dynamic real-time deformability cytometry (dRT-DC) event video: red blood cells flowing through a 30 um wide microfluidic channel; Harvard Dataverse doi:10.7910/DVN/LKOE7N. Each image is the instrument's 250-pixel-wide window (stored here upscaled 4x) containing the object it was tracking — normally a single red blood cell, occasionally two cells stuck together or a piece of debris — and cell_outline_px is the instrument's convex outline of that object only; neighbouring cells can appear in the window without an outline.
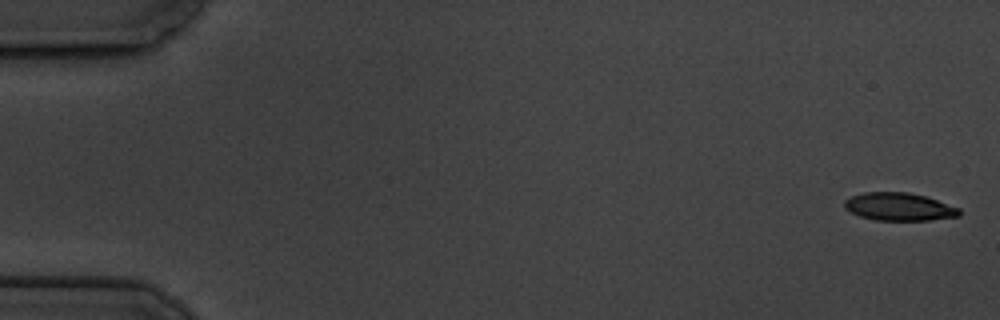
{"species": "common noctule bat (a hibernating species)", "species_latin": "Nyctalus noctula", "temperature_condition": "cold", "stored_images_in_passage": 7, "camera_frame_rate_fps": 3000, "um_per_image_px": 0.085, "animal": {"sex": "male", "body_mass_g": 19.5, "forearm_length_mm": 54.6}, "frame": {"image": 1, "passage_image": 1, "time_ms": 0.0, "image_size_px": [1000, 320], "cell_outline_px": [[960, 216], [928, 220], [876, 220], [860, 216], [844, 208], [844, 200], [852, 196], [864, 192], [908, 192], [924, 196], [960, 208]], "centroid_in_image_um": [76.41, 17.57], "position_along_channel_um": 8.6, "area_um2": 18.5}}
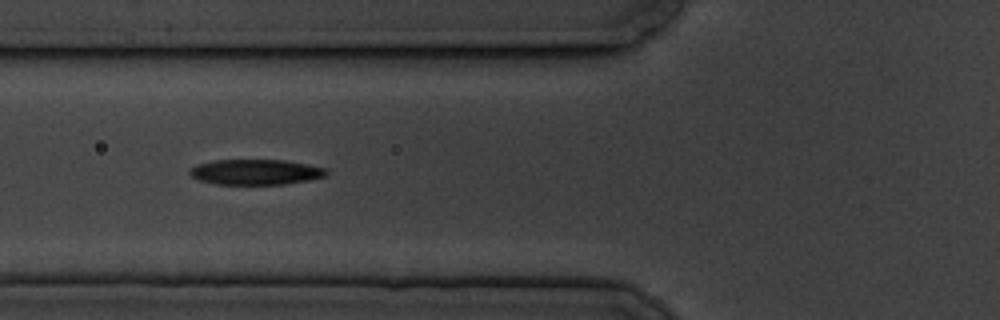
{"frame": {"image": 2, "passage_image": 6, "time_ms": 7.0, "image_size_px": [1000, 320], "cell_outline_px": [[328, 176], [308, 180], [284, 184], [216, 184], [200, 180], [192, 176], [188, 172], [188, 168], [196, 164], [212, 160], [284, 160], [328, 168]], "centroid_in_image_um": [21.73, 14.61], "position_along_channel_um": 104.1, "area_um2": 20.35}}
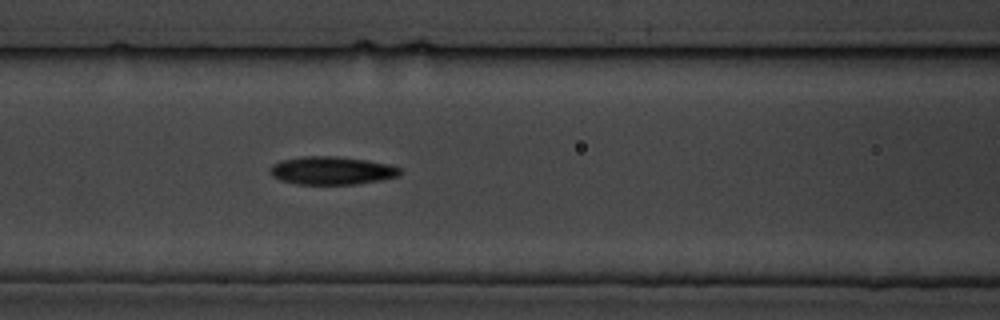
{"frame": {"image": 3, "passage_image": 7, "time_ms": 8.0, "image_size_px": [1000, 320], "cell_outline_px": [[400, 176], [380, 180], [356, 184], [296, 184], [280, 180], [272, 176], [268, 172], [268, 168], [272, 164], [284, 160], [300, 156], [336, 156], [368, 160], [392, 164], [400, 168]], "centroid_in_image_um": [28.19, 14.49], "position_along_channel_um": 138.4, "area_um2": 21.5}}